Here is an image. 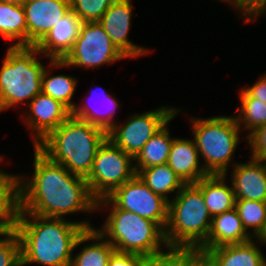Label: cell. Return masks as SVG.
I'll use <instances>...</instances> for the list:
<instances>
[{"label": "cell", "instance_id": "obj_1", "mask_svg": "<svg viewBox=\"0 0 266 266\" xmlns=\"http://www.w3.org/2000/svg\"><path fill=\"white\" fill-rule=\"evenodd\" d=\"M34 158L32 179L20 181V213L62 218L77 211L97 210L85 178L51 161L36 146Z\"/></svg>", "mask_w": 266, "mask_h": 266}, {"label": "cell", "instance_id": "obj_2", "mask_svg": "<svg viewBox=\"0 0 266 266\" xmlns=\"http://www.w3.org/2000/svg\"><path fill=\"white\" fill-rule=\"evenodd\" d=\"M26 215L31 216V220ZM92 228L88 222H68L63 218L19 213L14 230L21 243V266L29 263L70 266L72 251L83 242L92 240Z\"/></svg>", "mask_w": 266, "mask_h": 266}, {"label": "cell", "instance_id": "obj_3", "mask_svg": "<svg viewBox=\"0 0 266 266\" xmlns=\"http://www.w3.org/2000/svg\"><path fill=\"white\" fill-rule=\"evenodd\" d=\"M106 139L107 132L104 129L70 115L36 147L51 161L86 179L97 151Z\"/></svg>", "mask_w": 266, "mask_h": 266}, {"label": "cell", "instance_id": "obj_4", "mask_svg": "<svg viewBox=\"0 0 266 266\" xmlns=\"http://www.w3.org/2000/svg\"><path fill=\"white\" fill-rule=\"evenodd\" d=\"M211 223L202 191L195 184H186L169 201L166 244L200 248L207 241Z\"/></svg>", "mask_w": 266, "mask_h": 266}, {"label": "cell", "instance_id": "obj_5", "mask_svg": "<svg viewBox=\"0 0 266 266\" xmlns=\"http://www.w3.org/2000/svg\"><path fill=\"white\" fill-rule=\"evenodd\" d=\"M110 203L113 209L103 230L98 231L104 238L109 237L107 240L117 252L150 257L161 251V244L167 246L164 231L155 222L119 209L108 197L98 200L97 207Z\"/></svg>", "mask_w": 266, "mask_h": 266}, {"label": "cell", "instance_id": "obj_6", "mask_svg": "<svg viewBox=\"0 0 266 266\" xmlns=\"http://www.w3.org/2000/svg\"><path fill=\"white\" fill-rule=\"evenodd\" d=\"M34 46H10L0 70V112L41 93L45 68ZM34 55V56H33Z\"/></svg>", "mask_w": 266, "mask_h": 266}, {"label": "cell", "instance_id": "obj_7", "mask_svg": "<svg viewBox=\"0 0 266 266\" xmlns=\"http://www.w3.org/2000/svg\"><path fill=\"white\" fill-rule=\"evenodd\" d=\"M192 122L196 147L206 160L202 165L205 171L208 174L226 175L227 166L239 142L241 126L236 118L218 116Z\"/></svg>", "mask_w": 266, "mask_h": 266}, {"label": "cell", "instance_id": "obj_8", "mask_svg": "<svg viewBox=\"0 0 266 266\" xmlns=\"http://www.w3.org/2000/svg\"><path fill=\"white\" fill-rule=\"evenodd\" d=\"M134 158L114 145L108 138L99 147L87 185L92 197L98 201L107 198L118 187L136 175Z\"/></svg>", "mask_w": 266, "mask_h": 266}, {"label": "cell", "instance_id": "obj_9", "mask_svg": "<svg viewBox=\"0 0 266 266\" xmlns=\"http://www.w3.org/2000/svg\"><path fill=\"white\" fill-rule=\"evenodd\" d=\"M126 58L112 43L99 22L82 23L80 34L63 60H51V66L98 67Z\"/></svg>", "mask_w": 266, "mask_h": 266}, {"label": "cell", "instance_id": "obj_10", "mask_svg": "<svg viewBox=\"0 0 266 266\" xmlns=\"http://www.w3.org/2000/svg\"><path fill=\"white\" fill-rule=\"evenodd\" d=\"M178 109L161 107L146 114L135 115L123 125L114 124L107 138L135 158L143 146L178 113Z\"/></svg>", "mask_w": 266, "mask_h": 266}, {"label": "cell", "instance_id": "obj_11", "mask_svg": "<svg viewBox=\"0 0 266 266\" xmlns=\"http://www.w3.org/2000/svg\"><path fill=\"white\" fill-rule=\"evenodd\" d=\"M108 198L119 208L155 222L163 231L168 223L169 202L155 194L136 174Z\"/></svg>", "mask_w": 266, "mask_h": 266}, {"label": "cell", "instance_id": "obj_12", "mask_svg": "<svg viewBox=\"0 0 266 266\" xmlns=\"http://www.w3.org/2000/svg\"><path fill=\"white\" fill-rule=\"evenodd\" d=\"M27 46H35L70 10V0H28L24 5Z\"/></svg>", "mask_w": 266, "mask_h": 266}, {"label": "cell", "instance_id": "obj_13", "mask_svg": "<svg viewBox=\"0 0 266 266\" xmlns=\"http://www.w3.org/2000/svg\"><path fill=\"white\" fill-rule=\"evenodd\" d=\"M131 0H115L101 17L99 23L103 26L112 43L125 57H136L148 53L128 40L131 24Z\"/></svg>", "mask_w": 266, "mask_h": 266}, {"label": "cell", "instance_id": "obj_14", "mask_svg": "<svg viewBox=\"0 0 266 266\" xmlns=\"http://www.w3.org/2000/svg\"><path fill=\"white\" fill-rule=\"evenodd\" d=\"M30 115L27 122L36 134L34 146L43 140L52 130L58 128L70 115L71 111L60 101L42 92L30 100Z\"/></svg>", "mask_w": 266, "mask_h": 266}, {"label": "cell", "instance_id": "obj_15", "mask_svg": "<svg viewBox=\"0 0 266 266\" xmlns=\"http://www.w3.org/2000/svg\"><path fill=\"white\" fill-rule=\"evenodd\" d=\"M81 25V19L70 10L34 47L51 60H63L78 38Z\"/></svg>", "mask_w": 266, "mask_h": 266}, {"label": "cell", "instance_id": "obj_16", "mask_svg": "<svg viewBox=\"0 0 266 266\" xmlns=\"http://www.w3.org/2000/svg\"><path fill=\"white\" fill-rule=\"evenodd\" d=\"M234 166L232 188L236 199L266 202V160L252 158L247 164Z\"/></svg>", "mask_w": 266, "mask_h": 266}, {"label": "cell", "instance_id": "obj_17", "mask_svg": "<svg viewBox=\"0 0 266 266\" xmlns=\"http://www.w3.org/2000/svg\"><path fill=\"white\" fill-rule=\"evenodd\" d=\"M200 250L205 255L206 266H266L265 258L252 240Z\"/></svg>", "mask_w": 266, "mask_h": 266}, {"label": "cell", "instance_id": "obj_18", "mask_svg": "<svg viewBox=\"0 0 266 266\" xmlns=\"http://www.w3.org/2000/svg\"><path fill=\"white\" fill-rule=\"evenodd\" d=\"M167 164L185 184H195L208 176L204 167H199V151L195 141L174 139Z\"/></svg>", "mask_w": 266, "mask_h": 266}, {"label": "cell", "instance_id": "obj_19", "mask_svg": "<svg viewBox=\"0 0 266 266\" xmlns=\"http://www.w3.org/2000/svg\"><path fill=\"white\" fill-rule=\"evenodd\" d=\"M251 236L244 229L236 209L233 208L212 218L207 241L199 249L242 244L251 241Z\"/></svg>", "mask_w": 266, "mask_h": 266}, {"label": "cell", "instance_id": "obj_20", "mask_svg": "<svg viewBox=\"0 0 266 266\" xmlns=\"http://www.w3.org/2000/svg\"><path fill=\"white\" fill-rule=\"evenodd\" d=\"M226 175L209 174L195 185L202 191L205 205L213 218L235 208L236 196L232 187L224 183Z\"/></svg>", "mask_w": 266, "mask_h": 266}, {"label": "cell", "instance_id": "obj_21", "mask_svg": "<svg viewBox=\"0 0 266 266\" xmlns=\"http://www.w3.org/2000/svg\"><path fill=\"white\" fill-rule=\"evenodd\" d=\"M20 176L0 171V231L14 230L20 213Z\"/></svg>", "mask_w": 266, "mask_h": 266}, {"label": "cell", "instance_id": "obj_22", "mask_svg": "<svg viewBox=\"0 0 266 266\" xmlns=\"http://www.w3.org/2000/svg\"><path fill=\"white\" fill-rule=\"evenodd\" d=\"M173 140L170 138L166 124L149 139L134 158L138 162L134 166L136 174L143 168L167 163Z\"/></svg>", "mask_w": 266, "mask_h": 266}, {"label": "cell", "instance_id": "obj_23", "mask_svg": "<svg viewBox=\"0 0 266 266\" xmlns=\"http://www.w3.org/2000/svg\"><path fill=\"white\" fill-rule=\"evenodd\" d=\"M137 175L157 195L168 202L167 193L186 185L167 163L141 169Z\"/></svg>", "mask_w": 266, "mask_h": 266}, {"label": "cell", "instance_id": "obj_24", "mask_svg": "<svg viewBox=\"0 0 266 266\" xmlns=\"http://www.w3.org/2000/svg\"><path fill=\"white\" fill-rule=\"evenodd\" d=\"M0 34L5 39H17L12 46H27V23L23 6L0 1Z\"/></svg>", "mask_w": 266, "mask_h": 266}, {"label": "cell", "instance_id": "obj_25", "mask_svg": "<svg viewBox=\"0 0 266 266\" xmlns=\"http://www.w3.org/2000/svg\"><path fill=\"white\" fill-rule=\"evenodd\" d=\"M169 251H159L147 257L145 266H204L205 255L197 247L166 246Z\"/></svg>", "mask_w": 266, "mask_h": 266}, {"label": "cell", "instance_id": "obj_26", "mask_svg": "<svg viewBox=\"0 0 266 266\" xmlns=\"http://www.w3.org/2000/svg\"><path fill=\"white\" fill-rule=\"evenodd\" d=\"M92 240H96V243L84 246L81 252L72 258L70 266H108L109 259L116 249L94 228Z\"/></svg>", "mask_w": 266, "mask_h": 266}, {"label": "cell", "instance_id": "obj_27", "mask_svg": "<svg viewBox=\"0 0 266 266\" xmlns=\"http://www.w3.org/2000/svg\"><path fill=\"white\" fill-rule=\"evenodd\" d=\"M48 73L46 69L43 72L41 92L60 101L71 111L75 106L71 102V98L74 94L77 81L75 78L66 75L48 77Z\"/></svg>", "mask_w": 266, "mask_h": 266}, {"label": "cell", "instance_id": "obj_28", "mask_svg": "<svg viewBox=\"0 0 266 266\" xmlns=\"http://www.w3.org/2000/svg\"><path fill=\"white\" fill-rule=\"evenodd\" d=\"M235 209L246 232L252 227L254 236L258 237L266 224V202L236 199Z\"/></svg>", "mask_w": 266, "mask_h": 266}, {"label": "cell", "instance_id": "obj_29", "mask_svg": "<svg viewBox=\"0 0 266 266\" xmlns=\"http://www.w3.org/2000/svg\"><path fill=\"white\" fill-rule=\"evenodd\" d=\"M241 110L237 117V123L240 126L244 122V127L253 132L260 126L266 124V103L257 98L252 97L245 89H242L240 94Z\"/></svg>", "mask_w": 266, "mask_h": 266}, {"label": "cell", "instance_id": "obj_30", "mask_svg": "<svg viewBox=\"0 0 266 266\" xmlns=\"http://www.w3.org/2000/svg\"><path fill=\"white\" fill-rule=\"evenodd\" d=\"M115 0H70L73 13L82 23L99 22Z\"/></svg>", "mask_w": 266, "mask_h": 266}, {"label": "cell", "instance_id": "obj_31", "mask_svg": "<svg viewBox=\"0 0 266 266\" xmlns=\"http://www.w3.org/2000/svg\"><path fill=\"white\" fill-rule=\"evenodd\" d=\"M0 266H21V243L15 230L0 231Z\"/></svg>", "mask_w": 266, "mask_h": 266}, {"label": "cell", "instance_id": "obj_32", "mask_svg": "<svg viewBox=\"0 0 266 266\" xmlns=\"http://www.w3.org/2000/svg\"><path fill=\"white\" fill-rule=\"evenodd\" d=\"M103 97H105L110 103V105L112 104V107H113L111 112L109 111V114H107L106 116H103L99 114L98 112L95 113L89 107L83 106L82 108H79L77 105H75L74 108L71 110V116L76 119H80V120L89 122L90 124L99 126L102 129H104L106 132H108L114 125V123L112 122L113 121L112 119H113V115L115 112L113 110H115L118 104H117L116 99L106 92H105V96L103 95Z\"/></svg>", "mask_w": 266, "mask_h": 266}, {"label": "cell", "instance_id": "obj_33", "mask_svg": "<svg viewBox=\"0 0 266 266\" xmlns=\"http://www.w3.org/2000/svg\"><path fill=\"white\" fill-rule=\"evenodd\" d=\"M248 144H251L252 158L266 160V124L249 133Z\"/></svg>", "mask_w": 266, "mask_h": 266}, {"label": "cell", "instance_id": "obj_34", "mask_svg": "<svg viewBox=\"0 0 266 266\" xmlns=\"http://www.w3.org/2000/svg\"><path fill=\"white\" fill-rule=\"evenodd\" d=\"M146 259L144 255L115 251L109 259L108 266H145Z\"/></svg>", "mask_w": 266, "mask_h": 266}, {"label": "cell", "instance_id": "obj_35", "mask_svg": "<svg viewBox=\"0 0 266 266\" xmlns=\"http://www.w3.org/2000/svg\"><path fill=\"white\" fill-rule=\"evenodd\" d=\"M242 12L246 21H250V16L257 17L266 9V0H238V5L236 7ZM244 11V12H243Z\"/></svg>", "mask_w": 266, "mask_h": 266}, {"label": "cell", "instance_id": "obj_36", "mask_svg": "<svg viewBox=\"0 0 266 266\" xmlns=\"http://www.w3.org/2000/svg\"><path fill=\"white\" fill-rule=\"evenodd\" d=\"M252 97L266 103V75L260 77L258 81L248 88H244Z\"/></svg>", "mask_w": 266, "mask_h": 266}, {"label": "cell", "instance_id": "obj_37", "mask_svg": "<svg viewBox=\"0 0 266 266\" xmlns=\"http://www.w3.org/2000/svg\"><path fill=\"white\" fill-rule=\"evenodd\" d=\"M9 4L23 6L28 0H0Z\"/></svg>", "mask_w": 266, "mask_h": 266}, {"label": "cell", "instance_id": "obj_38", "mask_svg": "<svg viewBox=\"0 0 266 266\" xmlns=\"http://www.w3.org/2000/svg\"><path fill=\"white\" fill-rule=\"evenodd\" d=\"M257 238H259V240L261 242L266 243V224H265V227H264L262 233Z\"/></svg>", "mask_w": 266, "mask_h": 266}, {"label": "cell", "instance_id": "obj_39", "mask_svg": "<svg viewBox=\"0 0 266 266\" xmlns=\"http://www.w3.org/2000/svg\"><path fill=\"white\" fill-rule=\"evenodd\" d=\"M223 1L231 3V4H235V7H237V5H238V0H223Z\"/></svg>", "mask_w": 266, "mask_h": 266}]
</instances>
